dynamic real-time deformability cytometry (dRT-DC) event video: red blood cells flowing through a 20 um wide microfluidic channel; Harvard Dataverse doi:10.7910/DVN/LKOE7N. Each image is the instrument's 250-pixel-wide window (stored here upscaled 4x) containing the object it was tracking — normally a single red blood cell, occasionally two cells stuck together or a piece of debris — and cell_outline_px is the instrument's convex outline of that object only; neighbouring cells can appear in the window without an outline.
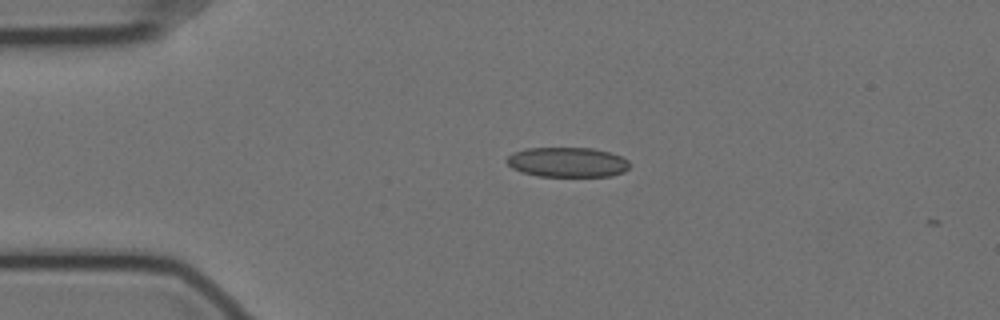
{"species": "Egyptian fruit bat (a non-hibernating species)", "species_latin": "Rousettus aegyptiacus", "temperature_condition": "cold", "stored_images_in_passage": 3, "camera_frame_rate_fps": 3000, "um_per_image_px": 0.085, "animal": {"sex": "female"}, "frame": {"image": 1, "passage_image": 1, "time_ms": 0.0, "image_size_px": [1000, 320], "cell_outline_px": [[628, 168], [624, 172], [612, 176], [536, 176], [512, 168], [504, 160], [512, 152], [524, 148], [592, 148], [608, 152], [620, 156], [628, 160]], "centroid_in_image_um": [48.19, 13.78], "position_along_channel_um": 36.8, "area_um2": 21.39}}